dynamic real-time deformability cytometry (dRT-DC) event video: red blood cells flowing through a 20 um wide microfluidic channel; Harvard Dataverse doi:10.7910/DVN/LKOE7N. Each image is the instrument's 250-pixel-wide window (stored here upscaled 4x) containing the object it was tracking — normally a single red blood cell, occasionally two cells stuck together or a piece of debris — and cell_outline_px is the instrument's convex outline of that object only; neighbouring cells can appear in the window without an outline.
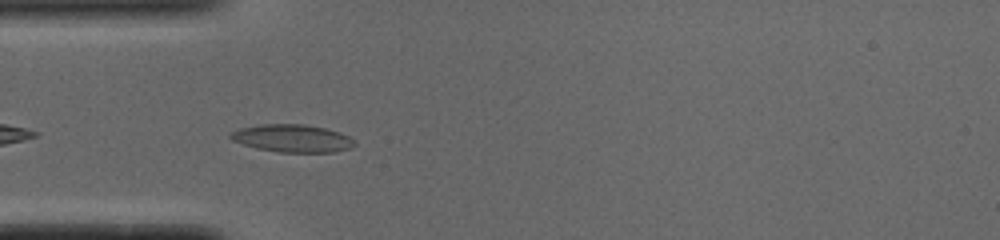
{"species": "common noctule bat (a hibernating species)", "species_latin": "Nyctalus noctula", "temperature_condition": "cold", "stored_images_in_passage": 17, "camera_frame_rate_fps": 3000, "um_per_image_px": 0.085, "animal": {"sex": "male", "body_mass_g": 19.0, "forearm_length_mm": 50.8}, "frame": {"image": 1, "passage_image": 1, "time_ms": 0.0, "image_size_px": [1000, 240], "cell_outline_px": [[356, 144], [352, 148], [332, 152], [280, 152], [256, 148], [232, 140], [228, 136], [232, 132], [240, 128], [260, 124], [304, 124], [324, 128], [340, 132], [348, 136]], "centroid_in_image_um": [24.85, 11.75], "position_along_channel_um": 60.2, "area_um2": 19.88}}
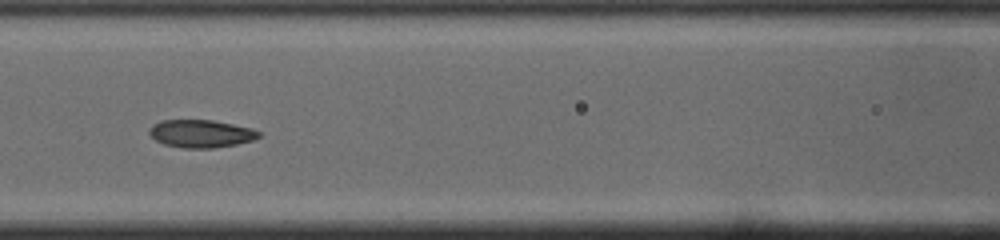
{"frame": {"image": 2, "passage_image": 8, "time_ms": 2.333, "image_size_px": [1000, 240], "cell_outline_px": [[260, 136], [252, 140], [236, 144], [212, 148], [184, 148], [164, 144], [156, 140], [148, 132], [148, 128], [152, 124], [160, 120], [212, 120], [252, 128], [260, 132]], "centroid_in_image_um": [17.05, 11.35], "position_along_channel_um": 149.6, "area_um2": 17.69}}